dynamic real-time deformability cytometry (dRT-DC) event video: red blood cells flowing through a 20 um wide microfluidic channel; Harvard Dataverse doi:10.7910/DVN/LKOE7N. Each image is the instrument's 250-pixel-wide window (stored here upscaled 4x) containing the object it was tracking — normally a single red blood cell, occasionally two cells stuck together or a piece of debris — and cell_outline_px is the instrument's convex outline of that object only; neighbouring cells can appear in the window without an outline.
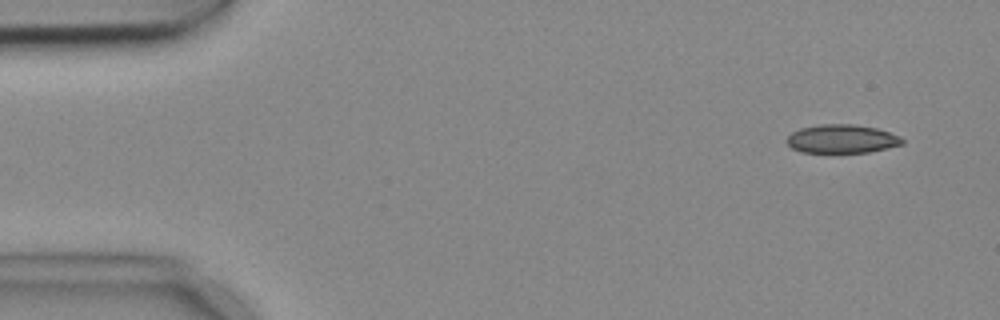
{"species": "common noctule bat (a hibernating species)", "species_latin": "Nyctalus noctula", "temperature_condition": "cold", "stored_images_in_passage": 5, "camera_frame_rate_fps": 3000, "um_per_image_px": 0.085, "animal": {"sex": "female", "body_mass_g": 18.4}, "frame": {"image": 1, "passage_image": 1, "time_ms": 0.0, "image_size_px": [1000, 320], "cell_outline_px": [[904, 144], [888, 148], [868, 152], [800, 152], [792, 148], [784, 140], [792, 132], [800, 128], [820, 124], [852, 124], [876, 128], [900, 136], [904, 140]], "centroid_in_image_um": [71.54, 11.8], "position_along_channel_um": 13.5, "area_um2": 19.25}}